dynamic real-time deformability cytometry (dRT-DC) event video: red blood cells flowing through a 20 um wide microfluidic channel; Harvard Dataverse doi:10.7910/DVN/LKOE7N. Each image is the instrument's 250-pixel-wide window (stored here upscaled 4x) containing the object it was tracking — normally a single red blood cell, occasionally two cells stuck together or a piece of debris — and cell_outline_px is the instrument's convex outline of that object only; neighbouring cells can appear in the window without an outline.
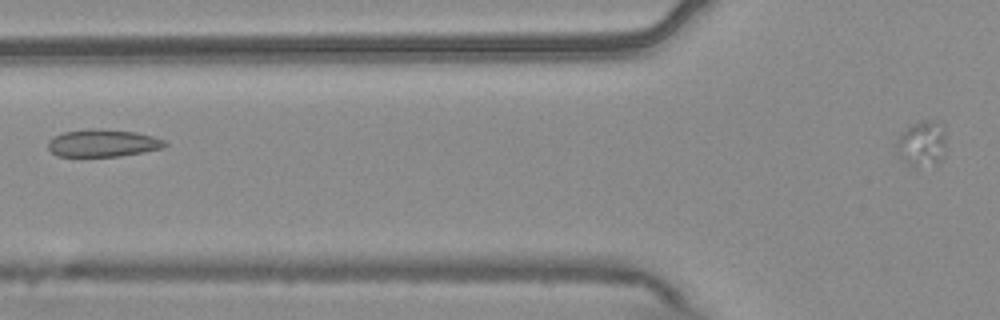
{"species": "common noctule bat (a hibernating species)", "species_latin": "Nyctalus noctula", "temperature_condition": "warm", "stored_images_in_passage": 7, "camera_frame_rate_fps": 3000, "um_per_image_px": 0.085, "animal": {"sex": "male", "body_mass_g": 20.4}, "frame": {"image": 1, "passage_image": 6, "time_ms": 1.667, "image_size_px": [1000, 320], "cell_outline_px": [[168, 144], [164, 148], [144, 152], [120, 156], [56, 156], [48, 148], [48, 140], [52, 136], [64, 132], [88, 128], [100, 128], [136, 132], [152, 136], [164, 140]], "centroid_in_image_um": [8.73, 12.15], "position_along_channel_um": 117.1, "area_um2": 18.9}}
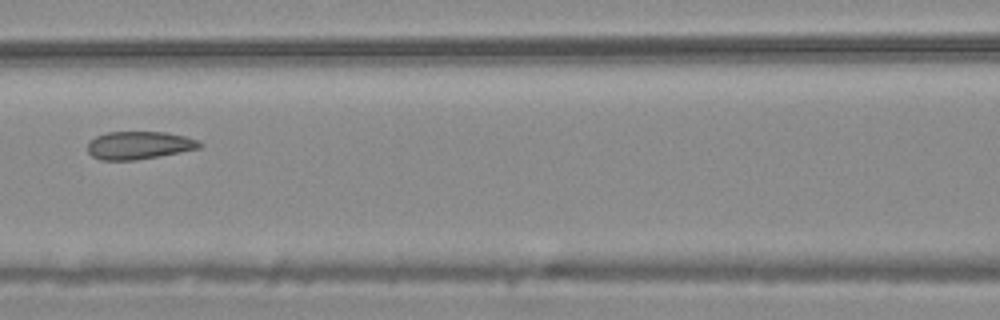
{"frame": {"image": 2, "passage_image": 7, "time_ms": 2.0, "image_size_px": [1000, 320], "cell_outline_px": [[204, 144], [200, 148], [180, 152], [136, 160], [100, 160], [92, 156], [88, 152], [88, 144], [96, 136], [108, 132], [164, 132], [184, 136], [196, 140]], "centroid_in_image_um": [11.81, 12.35], "position_along_channel_um": 154.8, "area_um2": 18.03}}